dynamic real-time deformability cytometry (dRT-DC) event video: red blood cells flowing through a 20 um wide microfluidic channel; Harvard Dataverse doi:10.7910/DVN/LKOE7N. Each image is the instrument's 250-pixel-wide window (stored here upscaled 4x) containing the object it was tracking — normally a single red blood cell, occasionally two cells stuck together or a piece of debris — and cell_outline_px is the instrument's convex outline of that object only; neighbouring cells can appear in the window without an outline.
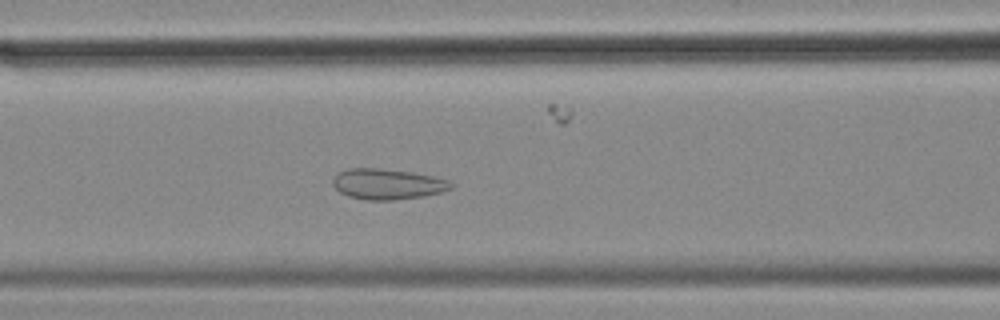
{"species": "common noctule bat (a hibernating species)", "species_latin": "Nyctalus noctula", "temperature_condition": "cold", "stored_images_in_passage": 59, "camera_frame_rate_fps": 3000, "um_per_image_px": 0.085, "animal": {"sex": "female", "body_mass_g": 18.4}, "frame": {"image": 1, "passage_image": 24, "time_ms": 7.667, "image_size_px": [1000, 320], "cell_outline_px": [[452, 188], [440, 192], [424, 196], [392, 200], [368, 200], [348, 196], [340, 192], [332, 184], [332, 180], [340, 172], [348, 168], [380, 168], [408, 172], [432, 176], [448, 180], [452, 184]], "centroid_in_image_um": [32.91, 15.65], "position_along_channel_um": 133.7, "area_um2": 20.81}}
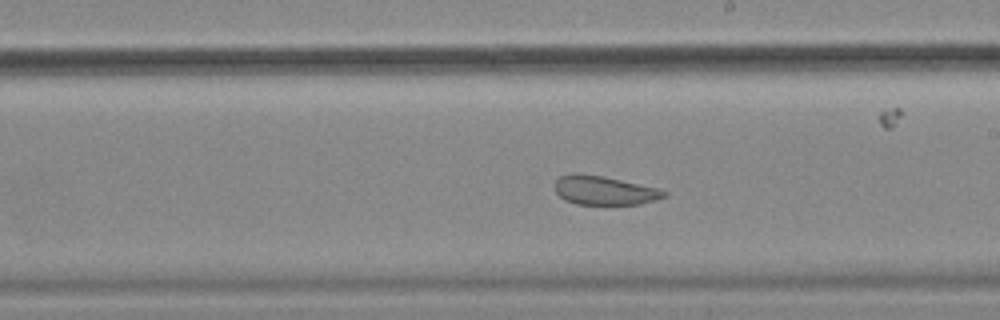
{"frame": {"image": 2, "passage_image": 33, "time_ms": 10.667, "image_size_px": [1000, 320], "cell_outline_px": [[668, 196], [656, 200], [640, 204], [576, 204], [564, 200], [556, 192], [556, 180], [560, 176], [572, 172], [580, 172], [604, 176], [660, 188], [668, 192]], "centroid_in_image_um": [51.39, 16.17], "position_along_channel_um": 237.6, "area_um2": 18.73}}
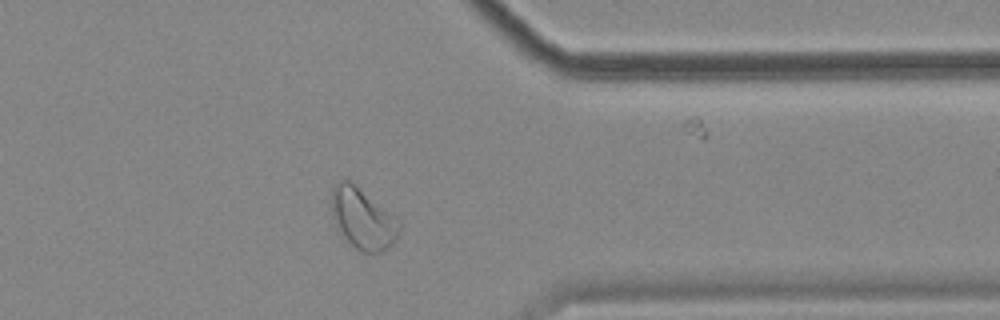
{"frame": {"image": 3, "passage_image": 46, "time_ms": 15.0, "image_size_px": [1000, 320], "cell_outline_px": [[400, 228], [396, 240], [384, 252], [360, 252], [344, 236], [332, 216], [332, 188], [344, 176], [352, 180], [400, 220]], "centroid_in_image_um": [30.86, 18.53], "position_along_channel_um": 380.5, "area_um2": 24.16}, "authors_computed_cell_mechanics": {"area_um2": 26.2412, "velocity_mm_per_s": 3.4862, "shape_relaxation_time_tau1_ms": null, "shape_relaxation_time_tau2_ms": 1.2715, "deformation_change_tau1": null, "deformation_change_tau2": 0.0788}}